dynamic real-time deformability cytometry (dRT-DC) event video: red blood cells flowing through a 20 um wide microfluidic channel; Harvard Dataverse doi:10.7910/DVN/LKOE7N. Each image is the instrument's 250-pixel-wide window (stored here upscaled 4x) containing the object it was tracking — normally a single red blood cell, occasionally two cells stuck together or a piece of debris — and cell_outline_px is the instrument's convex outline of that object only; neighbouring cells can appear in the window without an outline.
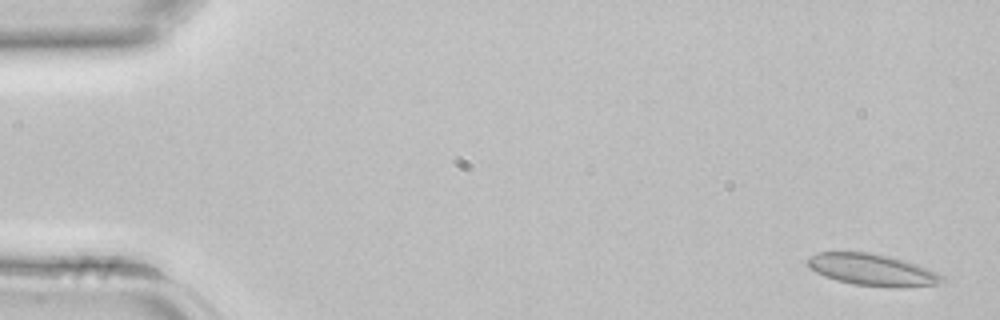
{"species": "common noctule bat (a hibernating species)", "species_latin": "Nyctalus noctula", "temperature_condition": "room temperature", "stored_images_in_passage": 44, "camera_frame_rate_fps": 3000, "um_per_image_px": 0.085, "animal": {"sex": "female", "body_mass_g": 22.7, "forearm_length_mm": 54.2}, "frame": {"image": 1, "passage_image": 2, "time_ms": 0.333, "image_size_px": [1000, 320], "cell_outline_px": [[948, 280], [936, 284], [896, 288], [852, 284], [836, 280], [824, 276], [816, 272], [804, 264], [804, 260], [808, 256], [816, 252], [868, 252], [888, 256], [904, 260], [916, 264], [936, 272], [944, 276]], "centroid_in_image_um": [74.09, 22.93], "position_along_channel_um": 10.9, "area_um2": 25.14}}
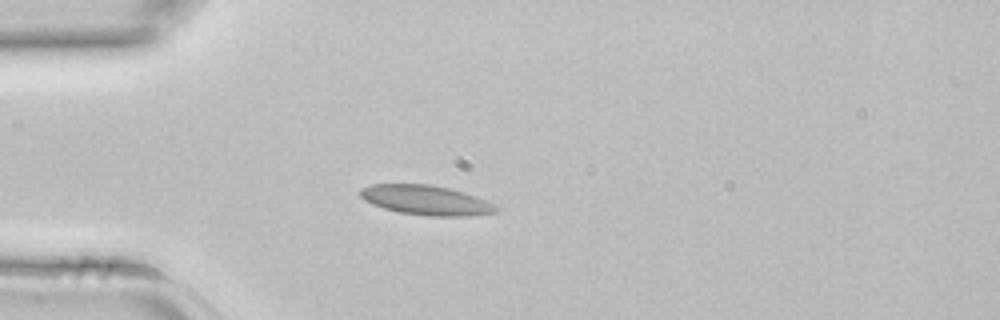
{"frame": {"image": 2, "passage_image": 12, "time_ms": 3.667, "image_size_px": [1000, 320], "cell_outline_px": [[500, 208], [496, 212], [472, 216], [428, 216], [400, 212], [384, 208], [372, 204], [364, 200], [360, 196], [360, 188], [372, 184], [428, 184], [448, 188], [464, 192], [476, 196]], "centroid_in_image_um": [36.2, 17.01], "position_along_channel_um": 48.8, "area_um2": 23.41}}
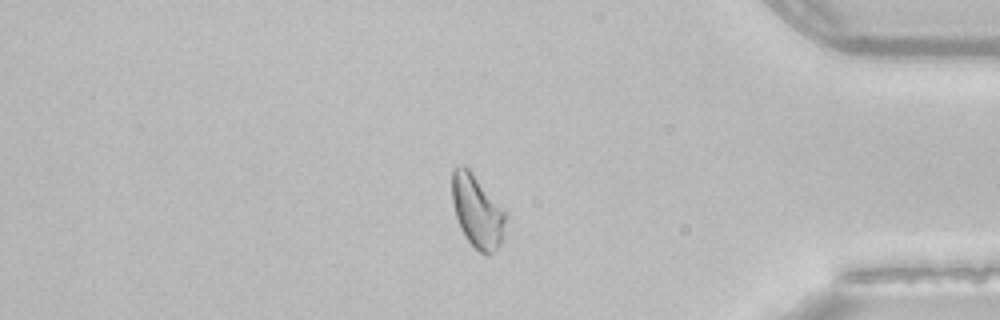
{"frame": {"image": 3, "passage_image": 37, "time_ms": 12.0, "image_size_px": [1000, 320], "cell_outline_px": [[504, 224], [500, 244], [488, 256], [480, 252], [464, 236], [460, 228], [456, 216], [452, 200], [452, 168], [460, 164], [464, 164], [472, 172], [504, 212]], "centroid_in_image_um": [40.5, 17.93], "position_along_channel_um": 394.7, "area_um2": 22.02}}